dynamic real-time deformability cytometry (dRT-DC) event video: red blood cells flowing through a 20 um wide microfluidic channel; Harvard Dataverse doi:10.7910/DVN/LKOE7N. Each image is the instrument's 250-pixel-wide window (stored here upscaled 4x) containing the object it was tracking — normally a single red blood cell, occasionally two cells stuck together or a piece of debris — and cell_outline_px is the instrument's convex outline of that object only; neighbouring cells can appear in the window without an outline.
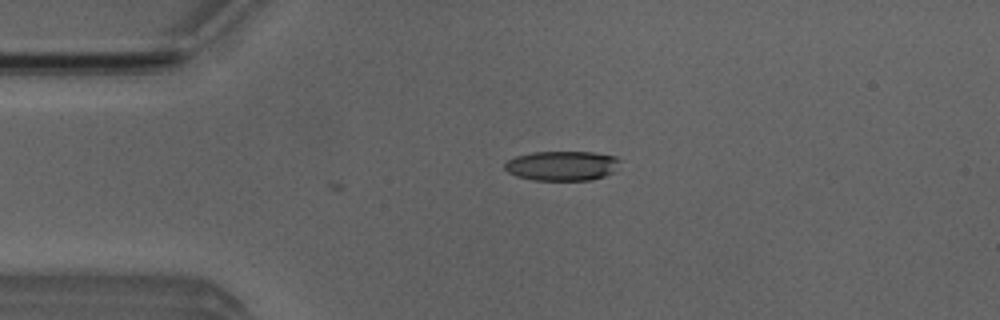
{"species": "Egyptian fruit bat (a non-hibernating species)", "species_latin": "Rousettus aegyptiacus", "temperature_condition": "room temperature", "stored_images_in_passage": 5, "camera_frame_rate_fps": 3000, "um_per_image_px": 0.085, "animal": {"sex": "male"}, "frame": {"image": 1, "passage_image": 2, "time_ms": 0.333, "image_size_px": [1000, 320], "cell_outline_px": [[620, 160], [612, 172], [604, 176], [588, 180], [532, 180], [516, 176], [508, 172], [504, 168], [504, 164], [508, 160], [516, 156], [532, 152], [592, 152], [616, 156]], "centroid_in_image_um": [47.73, 14.09], "position_along_channel_um": 37.3, "area_um2": 19.83}}